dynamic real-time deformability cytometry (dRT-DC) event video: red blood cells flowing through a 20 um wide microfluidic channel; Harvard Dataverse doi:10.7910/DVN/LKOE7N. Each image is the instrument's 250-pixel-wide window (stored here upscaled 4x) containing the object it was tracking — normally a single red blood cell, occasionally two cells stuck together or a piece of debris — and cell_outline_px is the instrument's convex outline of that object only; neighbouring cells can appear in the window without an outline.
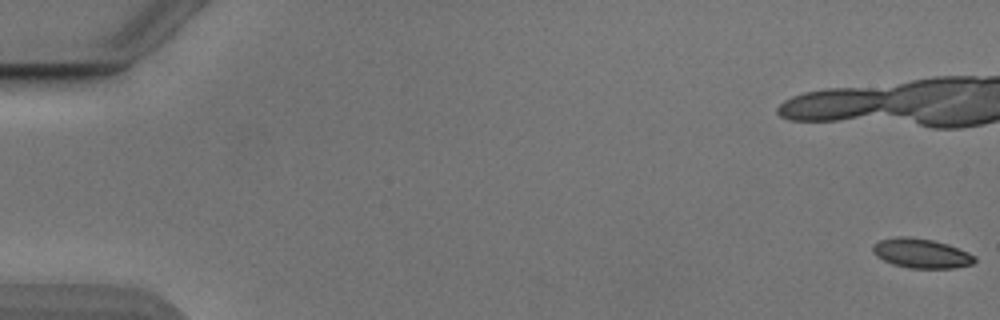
{"species": "Egyptian fruit bat (a non-hibernating species)", "species_latin": "Rousettus aegyptiacus", "temperature_condition": "cold", "stored_images_in_passage": 18, "camera_frame_rate_fps": 3000, "um_per_image_px": 0.085, "animal": {"sex": "male"}, "frame": {"image": 1, "passage_image": 1, "time_ms": 0.0, "image_size_px": [1000, 320], "cell_outline_px": [[976, 260], [972, 264], [956, 268], [908, 268], [892, 264], [876, 256], [872, 252], [872, 244], [880, 240], [896, 236], [908, 236], [932, 240], [948, 244], [968, 252], [976, 256]], "centroid_in_image_um": [78.3, 21.53], "position_along_channel_um": 6.7, "area_um2": 17.69}}